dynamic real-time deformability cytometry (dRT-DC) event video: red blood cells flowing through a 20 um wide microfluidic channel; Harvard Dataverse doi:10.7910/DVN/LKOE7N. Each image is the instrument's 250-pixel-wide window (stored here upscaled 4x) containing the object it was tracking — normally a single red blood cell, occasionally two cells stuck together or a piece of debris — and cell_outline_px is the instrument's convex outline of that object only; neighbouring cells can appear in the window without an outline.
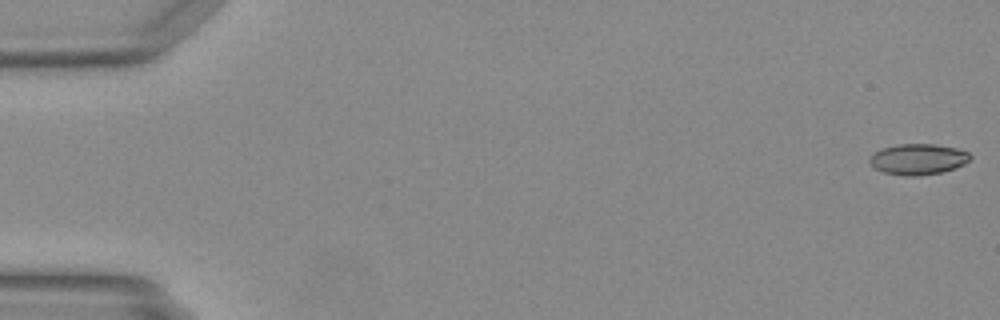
{"species": "Egyptian fruit bat (a non-hibernating species)", "species_latin": "Rousettus aegyptiacus", "temperature_condition": "warm", "stored_images_in_passage": 49, "camera_frame_rate_fps": 3000, "um_per_image_px": 0.085, "animal": {"sex": "female"}, "frame": {"image": 1, "passage_image": 1, "time_ms": 0.0, "image_size_px": [1000, 320], "cell_outline_px": [[972, 156], [964, 164], [956, 168], [940, 172], [912, 176], [904, 176], [884, 172], [876, 168], [868, 160], [880, 148], [896, 144], [936, 144], [956, 148], [968, 152]], "centroid_in_image_um": [78.05, 13.52], "position_along_channel_um": 7.0, "area_um2": 17.92}}
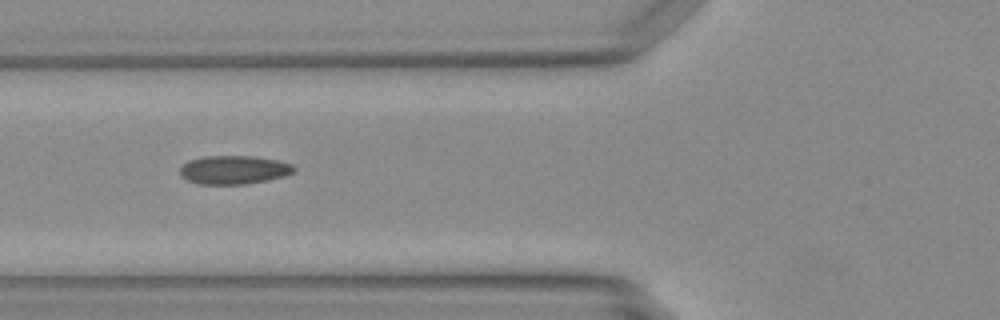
{"frame": {"image": 2, "passage_image": 19, "time_ms": 6.0, "image_size_px": [1000, 320], "cell_outline_px": [[296, 168], [292, 172], [284, 176], [244, 184], [200, 184], [188, 180], [180, 176], [180, 168], [188, 160], [204, 156], [252, 156], [276, 160], [292, 164]], "centroid_in_image_um": [19.84, 14.43], "position_along_channel_um": 106.0, "area_um2": 18.79}}
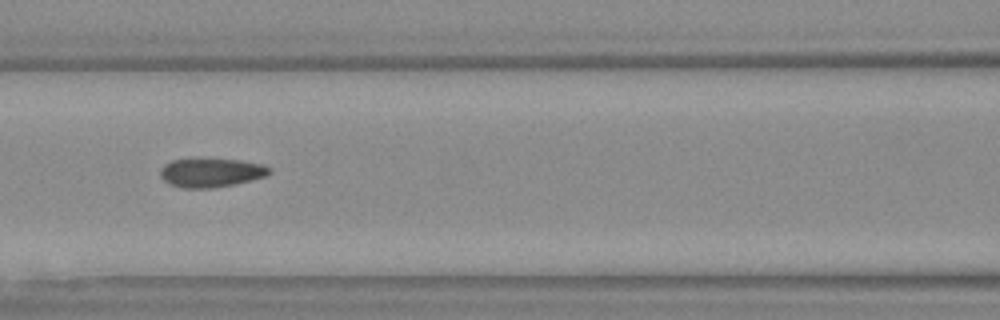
{"frame": {"image": 3, "passage_image": 22, "time_ms": 7.0, "image_size_px": [1000, 320], "cell_outline_px": [[272, 172], [264, 176], [236, 184], [212, 188], [180, 188], [168, 184], [160, 176], [160, 168], [164, 164], [172, 160], [240, 160], [260, 164], [272, 168]], "centroid_in_image_um": [17.91, 14.7], "position_along_channel_um": 148.7, "area_um2": 18.15}}